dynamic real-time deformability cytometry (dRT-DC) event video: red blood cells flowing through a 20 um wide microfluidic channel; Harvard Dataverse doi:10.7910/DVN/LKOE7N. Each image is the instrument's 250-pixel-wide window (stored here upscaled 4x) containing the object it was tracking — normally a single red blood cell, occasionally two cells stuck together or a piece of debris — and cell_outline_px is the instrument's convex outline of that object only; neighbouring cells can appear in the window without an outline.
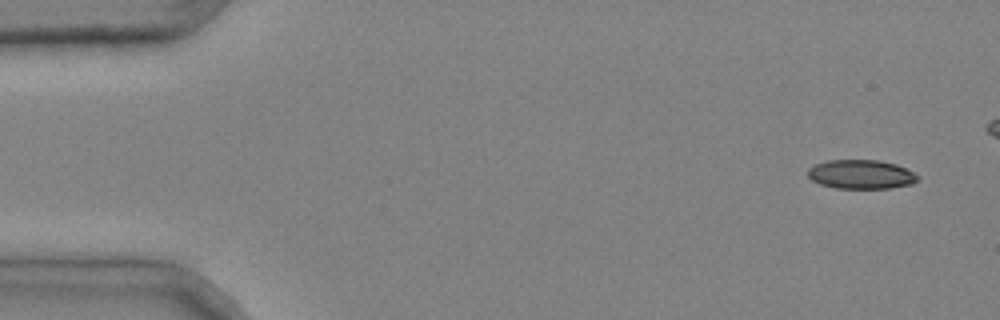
{"species": "common noctule bat (a hibernating species)", "species_latin": "Nyctalus noctula", "temperature_condition": "cold", "stored_images_in_passage": 5, "camera_frame_rate_fps": 3000, "um_per_image_px": 0.085, "animal": {"sex": "male", "body_mass_g": 20.4}, "frame": {"image": 1, "passage_image": 1, "time_ms": 0.0, "image_size_px": [1000, 320], "cell_outline_px": [[920, 176], [912, 184], [888, 188], [836, 188], [820, 184], [812, 180], [808, 176], [808, 168], [816, 164], [828, 160], [876, 160], [896, 164]], "centroid_in_image_um": [73.17, 14.82], "position_along_channel_um": 11.8, "area_um2": 18.44}}